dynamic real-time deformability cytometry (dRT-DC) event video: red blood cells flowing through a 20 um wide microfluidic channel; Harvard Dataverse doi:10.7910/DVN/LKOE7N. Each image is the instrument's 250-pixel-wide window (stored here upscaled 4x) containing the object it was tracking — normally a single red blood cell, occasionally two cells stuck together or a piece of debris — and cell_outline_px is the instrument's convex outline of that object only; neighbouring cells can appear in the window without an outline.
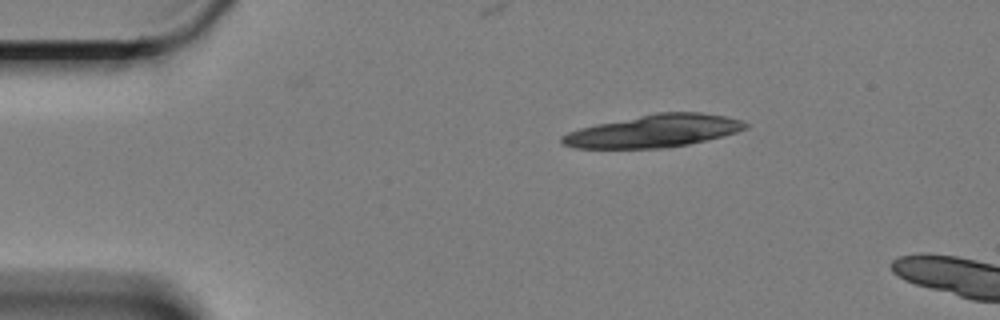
{"species": "Egyptian fruit bat (a non-hibernating species)", "species_latin": "Rousettus aegyptiacus", "temperature_condition": "cold", "stored_images_in_passage": 5, "camera_frame_rate_fps": 3000, "um_per_image_px": 0.085, "animal": {"sex": "female"}, "frame": {"image": 1, "passage_image": 1, "time_ms": 0.0, "image_size_px": [1000, 320], "cell_outline_px": [[748, 128], [736, 132], [688, 144], [660, 148], [576, 148], [564, 144], [560, 140], [560, 136], [568, 132], [580, 128], [596, 124], [656, 112], [700, 112], [724, 116], [740, 120], [748, 124]], "centroid_in_image_um": [55.55, 11.13], "position_along_channel_um": 29.5, "area_um2": 34.45}}